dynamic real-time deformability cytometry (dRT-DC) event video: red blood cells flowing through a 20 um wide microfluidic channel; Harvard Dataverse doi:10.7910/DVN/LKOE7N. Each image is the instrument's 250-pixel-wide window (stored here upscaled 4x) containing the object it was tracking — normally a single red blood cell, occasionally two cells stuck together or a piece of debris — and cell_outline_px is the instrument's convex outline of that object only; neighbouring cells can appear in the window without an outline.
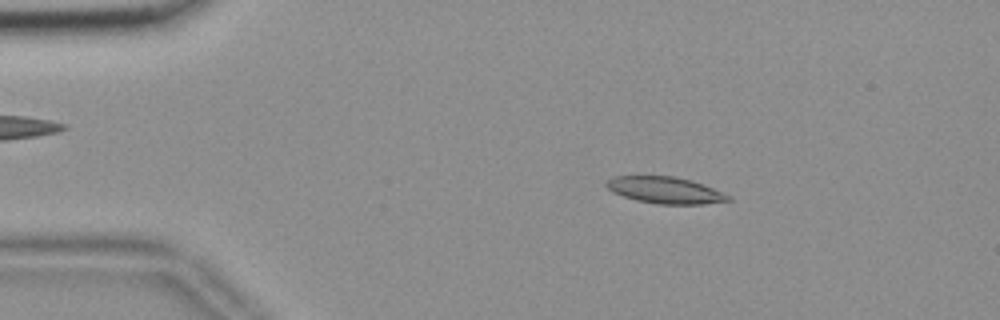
{"species": "common noctule bat (a hibernating species)", "species_latin": "Nyctalus noctula", "temperature_condition": "room temperature", "stored_images_in_passage": 55, "camera_frame_rate_fps": 3000, "um_per_image_px": 0.085, "animal": {"sex": "female", "body_mass_g": 18.4}, "frame": {"image": 1, "passage_image": 9, "time_ms": 2.667, "image_size_px": [1000, 320], "cell_outline_px": [[732, 200], [704, 204], [656, 204], [636, 200], [612, 192], [604, 184], [612, 176], [676, 176], [692, 180], [704, 184], [732, 196]], "centroid_in_image_um": [56.56, 16.16], "position_along_channel_um": 28.4, "area_um2": 19.07}}
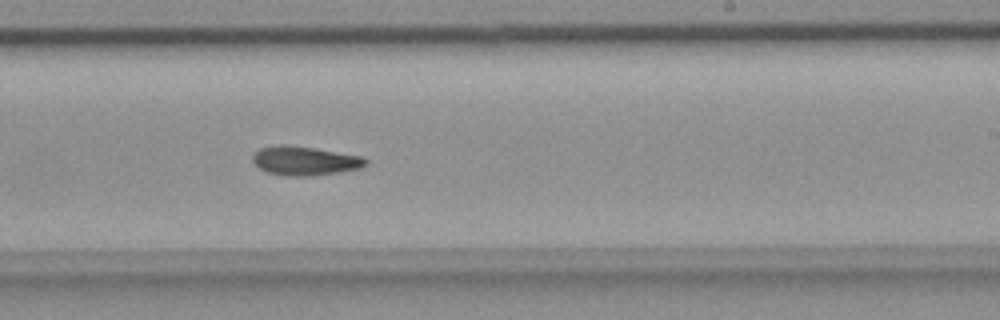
{"frame": {"image": 2, "passage_image": 33, "time_ms": 10.667, "image_size_px": [1000, 320], "cell_outline_px": [[368, 164], [360, 168], [340, 172], [312, 176], [284, 176], [268, 172], [260, 168], [252, 160], [252, 156], [260, 148], [280, 144], [284, 144], [312, 148], [364, 156], [368, 160]], "centroid_in_image_um": [25.94, 13.67], "position_along_channel_um": 263.1, "area_um2": 19.13}}
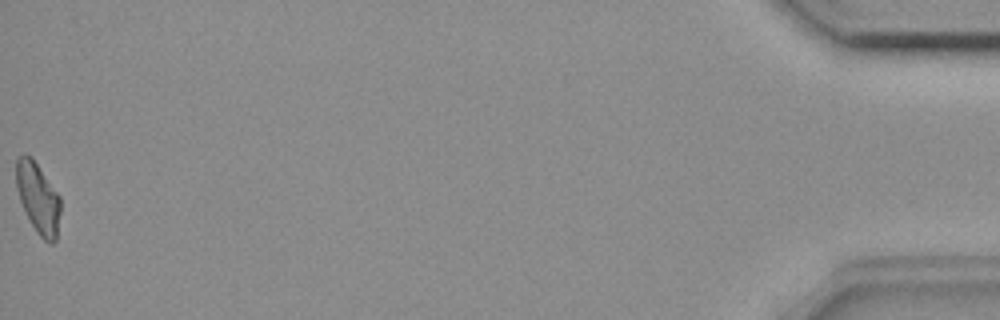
{"frame": {"image": 3, "passage_image": 55, "time_ms": 18.0, "image_size_px": [1000, 320], "cell_outline_px": [[60, 212], [56, 240], [52, 244], [48, 244], [36, 232], [20, 200], [16, 188], [16, 160], [20, 156], [28, 156], [36, 164], [60, 196]], "centroid_in_image_um": [3.25, 16.89], "position_along_channel_um": 432.0, "area_um2": 17.74}, "authors_computed_cell_mechanics": {"area_um2": 18.9006, "velocity_mm_per_s": 3.6633, "shape_relaxation_time_tau1_ms": null, "shape_relaxation_time_tau2_ms": 8.8805, "deformation_change_tau1": null, "deformation_change_tau2": 0.1891}}